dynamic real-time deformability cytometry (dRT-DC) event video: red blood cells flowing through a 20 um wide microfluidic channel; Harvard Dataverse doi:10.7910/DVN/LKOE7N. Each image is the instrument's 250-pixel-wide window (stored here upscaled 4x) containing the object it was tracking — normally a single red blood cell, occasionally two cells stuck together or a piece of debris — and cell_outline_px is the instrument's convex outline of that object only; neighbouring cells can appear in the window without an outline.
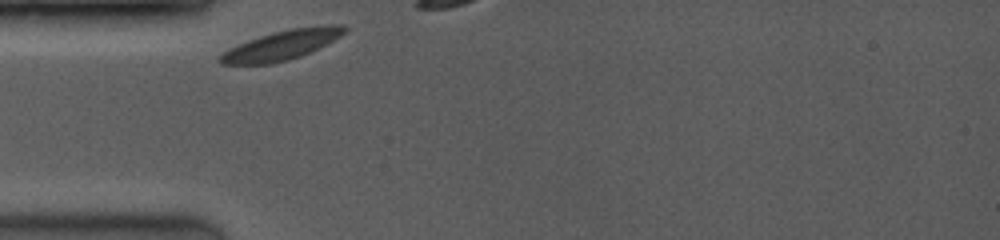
{"species": "common noctule bat (a hibernating species)", "species_latin": "Nyctalus noctula", "temperature_condition": "room temperature", "stored_images_in_passage": 6, "camera_frame_rate_fps": 3500, "um_per_image_px": 0.085, "animal": {"sex": "female", "body_mass_g": 19.0, "forearm_length_mm": 53.3}, "frame": {"image": 1, "passage_image": 1, "time_ms": 0.0, "image_size_px": [1000, 240], "cell_outline_px": [[348, 28], [340, 36], [300, 56], [288, 60], [272, 64], [220, 64], [216, 60], [224, 52], [248, 40], [272, 32], [292, 28], [328, 24], [344, 24]], "centroid_in_image_um": [23.95, 3.82], "position_along_channel_um": 61.1, "area_um2": 21.1}}